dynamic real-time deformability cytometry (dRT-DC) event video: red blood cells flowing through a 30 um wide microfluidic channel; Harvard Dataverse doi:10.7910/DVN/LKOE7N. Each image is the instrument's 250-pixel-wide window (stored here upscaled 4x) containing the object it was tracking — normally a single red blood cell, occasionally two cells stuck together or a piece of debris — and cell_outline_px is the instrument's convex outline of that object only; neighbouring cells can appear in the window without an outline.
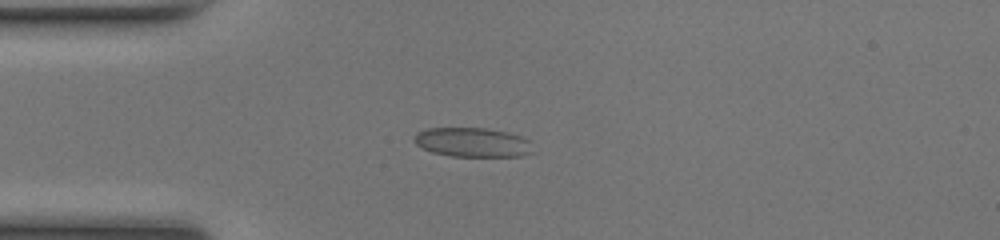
{"species": "common noctule bat (a hibernating species)", "species_latin": "Nyctalus noctula", "temperature_condition": "room temperature", "stored_images_in_passage": 37, "camera_frame_rate_fps": 3000, "um_per_image_px": 0.085, "animal": {"sex": "female", "body_mass_g": 17.0, "forearm_length_mm": 48.0}, "frame": {"image": 1, "passage_image": 1, "time_ms": 0.0, "image_size_px": [1000, 240], "cell_outline_px": [[536, 152], [524, 156], [448, 156], [432, 152], [416, 144], [412, 140], [416, 132], [428, 128], [488, 128], [508, 132], [520, 136], [528, 140]], "centroid_in_image_um": [40.18, 12.1], "position_along_channel_um": 44.8, "area_um2": 20.52}}
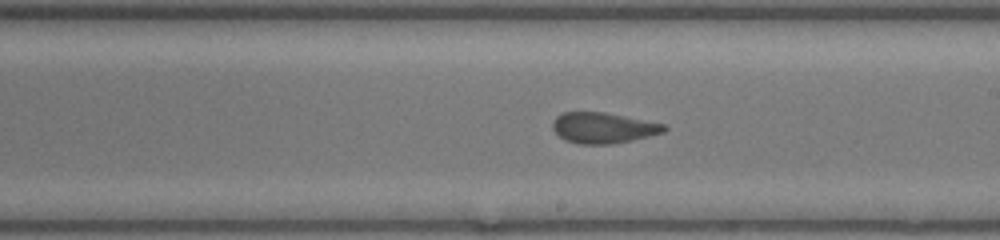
{"frame": {"image": 2, "passage_image": 16, "time_ms": 5.0, "image_size_px": [1000, 240], "cell_outline_px": [[668, 128], [664, 132], [632, 140], [608, 144], [580, 144], [564, 140], [552, 128], [552, 120], [556, 116], [564, 112], [604, 112], [664, 124]], "centroid_in_image_um": [51.24, 10.86], "position_along_channel_um": 237.8, "area_um2": 19.83}}
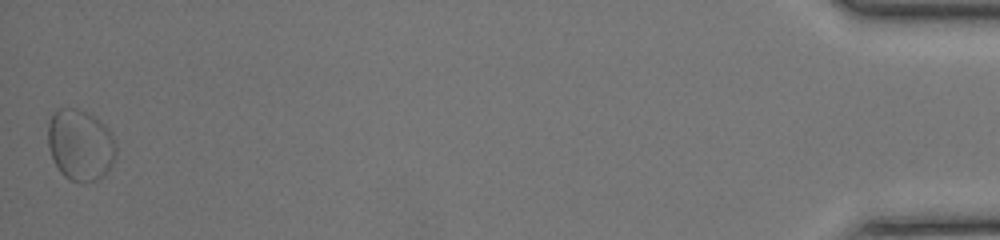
{"frame": {"image": 3, "passage_image": 37, "time_ms": 12.0, "image_size_px": [1000, 240], "cell_outline_px": [[116, 152], [112, 164], [108, 172], [104, 176], [96, 180], [80, 184], [64, 176], [60, 172], [52, 156], [48, 144], [48, 124], [56, 108], [76, 108], [100, 120], [112, 132], [116, 144]], "centroid_in_image_um": [6.85, 12.33], "position_along_channel_um": 428.4, "area_um2": 28.44}, "authors_computed_cell_mechanics": {"area_um2": 20.519, "velocity_mm_per_s": 4.2056, "shape_relaxation_time_tau1_ms": 5.0577, "shape_relaxation_time_tau2_ms": 0.7795, "deformation_change_tau1": 0.1053, "deformation_change_tau2": 0.0471}}